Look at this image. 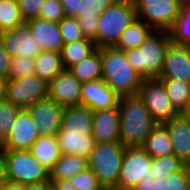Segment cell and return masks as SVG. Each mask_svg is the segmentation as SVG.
<instances>
[{
    "label": "cell",
    "instance_id": "27",
    "mask_svg": "<svg viewBox=\"0 0 190 190\" xmlns=\"http://www.w3.org/2000/svg\"><path fill=\"white\" fill-rule=\"evenodd\" d=\"M96 49L95 42L86 37L79 41L64 44L60 52L64 70H69L71 67L87 58Z\"/></svg>",
    "mask_w": 190,
    "mask_h": 190
},
{
    "label": "cell",
    "instance_id": "11",
    "mask_svg": "<svg viewBox=\"0 0 190 190\" xmlns=\"http://www.w3.org/2000/svg\"><path fill=\"white\" fill-rule=\"evenodd\" d=\"M0 40L12 58L20 56L35 59L42 52L40 45L30 33L27 21H23L13 29L1 32Z\"/></svg>",
    "mask_w": 190,
    "mask_h": 190
},
{
    "label": "cell",
    "instance_id": "10",
    "mask_svg": "<svg viewBox=\"0 0 190 190\" xmlns=\"http://www.w3.org/2000/svg\"><path fill=\"white\" fill-rule=\"evenodd\" d=\"M48 85L36 74L8 79L6 100L20 109H28L40 99L48 97Z\"/></svg>",
    "mask_w": 190,
    "mask_h": 190
},
{
    "label": "cell",
    "instance_id": "52",
    "mask_svg": "<svg viewBox=\"0 0 190 190\" xmlns=\"http://www.w3.org/2000/svg\"><path fill=\"white\" fill-rule=\"evenodd\" d=\"M188 190H190V174H189V186H188Z\"/></svg>",
    "mask_w": 190,
    "mask_h": 190
},
{
    "label": "cell",
    "instance_id": "30",
    "mask_svg": "<svg viewBox=\"0 0 190 190\" xmlns=\"http://www.w3.org/2000/svg\"><path fill=\"white\" fill-rule=\"evenodd\" d=\"M69 71L81 83L102 79V60L100 50L97 48L87 58L71 67Z\"/></svg>",
    "mask_w": 190,
    "mask_h": 190
},
{
    "label": "cell",
    "instance_id": "26",
    "mask_svg": "<svg viewBox=\"0 0 190 190\" xmlns=\"http://www.w3.org/2000/svg\"><path fill=\"white\" fill-rule=\"evenodd\" d=\"M153 29L142 20L135 18L131 24L121 33L117 44V49L126 51L139 48Z\"/></svg>",
    "mask_w": 190,
    "mask_h": 190
},
{
    "label": "cell",
    "instance_id": "13",
    "mask_svg": "<svg viewBox=\"0 0 190 190\" xmlns=\"http://www.w3.org/2000/svg\"><path fill=\"white\" fill-rule=\"evenodd\" d=\"M39 137L37 125L27 109H22L4 139V148L11 150H30Z\"/></svg>",
    "mask_w": 190,
    "mask_h": 190
},
{
    "label": "cell",
    "instance_id": "37",
    "mask_svg": "<svg viewBox=\"0 0 190 190\" xmlns=\"http://www.w3.org/2000/svg\"><path fill=\"white\" fill-rule=\"evenodd\" d=\"M69 180L78 190H105L89 167Z\"/></svg>",
    "mask_w": 190,
    "mask_h": 190
},
{
    "label": "cell",
    "instance_id": "21",
    "mask_svg": "<svg viewBox=\"0 0 190 190\" xmlns=\"http://www.w3.org/2000/svg\"><path fill=\"white\" fill-rule=\"evenodd\" d=\"M93 111L86 106L64 107L61 128L59 132L84 133L91 135Z\"/></svg>",
    "mask_w": 190,
    "mask_h": 190
},
{
    "label": "cell",
    "instance_id": "43",
    "mask_svg": "<svg viewBox=\"0 0 190 190\" xmlns=\"http://www.w3.org/2000/svg\"><path fill=\"white\" fill-rule=\"evenodd\" d=\"M53 190H78L69 179H50Z\"/></svg>",
    "mask_w": 190,
    "mask_h": 190
},
{
    "label": "cell",
    "instance_id": "16",
    "mask_svg": "<svg viewBox=\"0 0 190 190\" xmlns=\"http://www.w3.org/2000/svg\"><path fill=\"white\" fill-rule=\"evenodd\" d=\"M158 79H177L190 83V46L169 45Z\"/></svg>",
    "mask_w": 190,
    "mask_h": 190
},
{
    "label": "cell",
    "instance_id": "46",
    "mask_svg": "<svg viewBox=\"0 0 190 190\" xmlns=\"http://www.w3.org/2000/svg\"><path fill=\"white\" fill-rule=\"evenodd\" d=\"M8 78L0 77V101L6 99Z\"/></svg>",
    "mask_w": 190,
    "mask_h": 190
},
{
    "label": "cell",
    "instance_id": "17",
    "mask_svg": "<svg viewBox=\"0 0 190 190\" xmlns=\"http://www.w3.org/2000/svg\"><path fill=\"white\" fill-rule=\"evenodd\" d=\"M91 135L96 143L120 142V112L118 106L93 111Z\"/></svg>",
    "mask_w": 190,
    "mask_h": 190
},
{
    "label": "cell",
    "instance_id": "18",
    "mask_svg": "<svg viewBox=\"0 0 190 190\" xmlns=\"http://www.w3.org/2000/svg\"><path fill=\"white\" fill-rule=\"evenodd\" d=\"M118 0H79L78 19L83 35L95 42L97 47V28L99 15Z\"/></svg>",
    "mask_w": 190,
    "mask_h": 190
},
{
    "label": "cell",
    "instance_id": "20",
    "mask_svg": "<svg viewBox=\"0 0 190 190\" xmlns=\"http://www.w3.org/2000/svg\"><path fill=\"white\" fill-rule=\"evenodd\" d=\"M33 39L40 45L42 51H55L60 53L63 47L58 23L34 18L27 21Z\"/></svg>",
    "mask_w": 190,
    "mask_h": 190
},
{
    "label": "cell",
    "instance_id": "47",
    "mask_svg": "<svg viewBox=\"0 0 190 190\" xmlns=\"http://www.w3.org/2000/svg\"><path fill=\"white\" fill-rule=\"evenodd\" d=\"M2 190H25V185L6 180Z\"/></svg>",
    "mask_w": 190,
    "mask_h": 190
},
{
    "label": "cell",
    "instance_id": "48",
    "mask_svg": "<svg viewBox=\"0 0 190 190\" xmlns=\"http://www.w3.org/2000/svg\"><path fill=\"white\" fill-rule=\"evenodd\" d=\"M0 149H4V137L0 133Z\"/></svg>",
    "mask_w": 190,
    "mask_h": 190
},
{
    "label": "cell",
    "instance_id": "41",
    "mask_svg": "<svg viewBox=\"0 0 190 190\" xmlns=\"http://www.w3.org/2000/svg\"><path fill=\"white\" fill-rule=\"evenodd\" d=\"M11 61L12 57L5 50L4 45L0 40V77L8 78Z\"/></svg>",
    "mask_w": 190,
    "mask_h": 190
},
{
    "label": "cell",
    "instance_id": "44",
    "mask_svg": "<svg viewBox=\"0 0 190 190\" xmlns=\"http://www.w3.org/2000/svg\"><path fill=\"white\" fill-rule=\"evenodd\" d=\"M25 190H52L51 181H42L25 185Z\"/></svg>",
    "mask_w": 190,
    "mask_h": 190
},
{
    "label": "cell",
    "instance_id": "49",
    "mask_svg": "<svg viewBox=\"0 0 190 190\" xmlns=\"http://www.w3.org/2000/svg\"><path fill=\"white\" fill-rule=\"evenodd\" d=\"M184 115H186V116H188L190 118V101H189L188 107H187Z\"/></svg>",
    "mask_w": 190,
    "mask_h": 190
},
{
    "label": "cell",
    "instance_id": "7",
    "mask_svg": "<svg viewBox=\"0 0 190 190\" xmlns=\"http://www.w3.org/2000/svg\"><path fill=\"white\" fill-rule=\"evenodd\" d=\"M136 17L153 30L170 31L180 13V0H133Z\"/></svg>",
    "mask_w": 190,
    "mask_h": 190
},
{
    "label": "cell",
    "instance_id": "22",
    "mask_svg": "<svg viewBox=\"0 0 190 190\" xmlns=\"http://www.w3.org/2000/svg\"><path fill=\"white\" fill-rule=\"evenodd\" d=\"M190 168L185 165L181 170L171 172L165 177L143 178L132 190H188Z\"/></svg>",
    "mask_w": 190,
    "mask_h": 190
},
{
    "label": "cell",
    "instance_id": "45",
    "mask_svg": "<svg viewBox=\"0 0 190 190\" xmlns=\"http://www.w3.org/2000/svg\"><path fill=\"white\" fill-rule=\"evenodd\" d=\"M0 179H6L5 148L4 149H0Z\"/></svg>",
    "mask_w": 190,
    "mask_h": 190
},
{
    "label": "cell",
    "instance_id": "6",
    "mask_svg": "<svg viewBox=\"0 0 190 190\" xmlns=\"http://www.w3.org/2000/svg\"><path fill=\"white\" fill-rule=\"evenodd\" d=\"M6 179L18 184L50 181V171L45 168L30 150L5 149Z\"/></svg>",
    "mask_w": 190,
    "mask_h": 190
},
{
    "label": "cell",
    "instance_id": "36",
    "mask_svg": "<svg viewBox=\"0 0 190 190\" xmlns=\"http://www.w3.org/2000/svg\"><path fill=\"white\" fill-rule=\"evenodd\" d=\"M21 110L19 107L13 106L6 99L0 101V133L4 139L11 131V127Z\"/></svg>",
    "mask_w": 190,
    "mask_h": 190
},
{
    "label": "cell",
    "instance_id": "51",
    "mask_svg": "<svg viewBox=\"0 0 190 190\" xmlns=\"http://www.w3.org/2000/svg\"><path fill=\"white\" fill-rule=\"evenodd\" d=\"M182 3H190V0H180Z\"/></svg>",
    "mask_w": 190,
    "mask_h": 190
},
{
    "label": "cell",
    "instance_id": "33",
    "mask_svg": "<svg viewBox=\"0 0 190 190\" xmlns=\"http://www.w3.org/2000/svg\"><path fill=\"white\" fill-rule=\"evenodd\" d=\"M22 22L17 0H0V33Z\"/></svg>",
    "mask_w": 190,
    "mask_h": 190
},
{
    "label": "cell",
    "instance_id": "12",
    "mask_svg": "<svg viewBox=\"0 0 190 190\" xmlns=\"http://www.w3.org/2000/svg\"><path fill=\"white\" fill-rule=\"evenodd\" d=\"M27 110L37 125L39 136H56L60 131L64 107L49 96L40 99Z\"/></svg>",
    "mask_w": 190,
    "mask_h": 190
},
{
    "label": "cell",
    "instance_id": "23",
    "mask_svg": "<svg viewBox=\"0 0 190 190\" xmlns=\"http://www.w3.org/2000/svg\"><path fill=\"white\" fill-rule=\"evenodd\" d=\"M56 137L62 155H79L88 158L97 144L92 135L84 133L58 132Z\"/></svg>",
    "mask_w": 190,
    "mask_h": 190
},
{
    "label": "cell",
    "instance_id": "24",
    "mask_svg": "<svg viewBox=\"0 0 190 190\" xmlns=\"http://www.w3.org/2000/svg\"><path fill=\"white\" fill-rule=\"evenodd\" d=\"M152 158L174 154L170 134L165 124H156L142 147Z\"/></svg>",
    "mask_w": 190,
    "mask_h": 190
},
{
    "label": "cell",
    "instance_id": "34",
    "mask_svg": "<svg viewBox=\"0 0 190 190\" xmlns=\"http://www.w3.org/2000/svg\"><path fill=\"white\" fill-rule=\"evenodd\" d=\"M185 165L175 154L152 158L150 174L153 179L165 177L171 172L181 170Z\"/></svg>",
    "mask_w": 190,
    "mask_h": 190
},
{
    "label": "cell",
    "instance_id": "5",
    "mask_svg": "<svg viewBox=\"0 0 190 190\" xmlns=\"http://www.w3.org/2000/svg\"><path fill=\"white\" fill-rule=\"evenodd\" d=\"M125 149L120 142L97 143L87 158L88 167L105 190L117 187Z\"/></svg>",
    "mask_w": 190,
    "mask_h": 190
},
{
    "label": "cell",
    "instance_id": "4",
    "mask_svg": "<svg viewBox=\"0 0 190 190\" xmlns=\"http://www.w3.org/2000/svg\"><path fill=\"white\" fill-rule=\"evenodd\" d=\"M137 18L133 0H118L100 15L97 28V48L114 47L121 33Z\"/></svg>",
    "mask_w": 190,
    "mask_h": 190
},
{
    "label": "cell",
    "instance_id": "29",
    "mask_svg": "<svg viewBox=\"0 0 190 190\" xmlns=\"http://www.w3.org/2000/svg\"><path fill=\"white\" fill-rule=\"evenodd\" d=\"M86 168H88L86 157L61 154L50 171V179H71Z\"/></svg>",
    "mask_w": 190,
    "mask_h": 190
},
{
    "label": "cell",
    "instance_id": "8",
    "mask_svg": "<svg viewBox=\"0 0 190 190\" xmlns=\"http://www.w3.org/2000/svg\"><path fill=\"white\" fill-rule=\"evenodd\" d=\"M137 95L156 124H165L178 115L167 96L163 82L158 78L143 79Z\"/></svg>",
    "mask_w": 190,
    "mask_h": 190
},
{
    "label": "cell",
    "instance_id": "38",
    "mask_svg": "<svg viewBox=\"0 0 190 190\" xmlns=\"http://www.w3.org/2000/svg\"><path fill=\"white\" fill-rule=\"evenodd\" d=\"M34 73V59L18 56L12 58L8 79L28 77L29 75H32Z\"/></svg>",
    "mask_w": 190,
    "mask_h": 190
},
{
    "label": "cell",
    "instance_id": "42",
    "mask_svg": "<svg viewBox=\"0 0 190 190\" xmlns=\"http://www.w3.org/2000/svg\"><path fill=\"white\" fill-rule=\"evenodd\" d=\"M66 17H76L79 10V0H60Z\"/></svg>",
    "mask_w": 190,
    "mask_h": 190
},
{
    "label": "cell",
    "instance_id": "3",
    "mask_svg": "<svg viewBox=\"0 0 190 190\" xmlns=\"http://www.w3.org/2000/svg\"><path fill=\"white\" fill-rule=\"evenodd\" d=\"M171 43L168 31L153 30L139 48L126 50L124 53L130 65L144 79L159 78Z\"/></svg>",
    "mask_w": 190,
    "mask_h": 190
},
{
    "label": "cell",
    "instance_id": "50",
    "mask_svg": "<svg viewBox=\"0 0 190 190\" xmlns=\"http://www.w3.org/2000/svg\"><path fill=\"white\" fill-rule=\"evenodd\" d=\"M6 180H7V179H0V190L3 189Z\"/></svg>",
    "mask_w": 190,
    "mask_h": 190
},
{
    "label": "cell",
    "instance_id": "28",
    "mask_svg": "<svg viewBox=\"0 0 190 190\" xmlns=\"http://www.w3.org/2000/svg\"><path fill=\"white\" fill-rule=\"evenodd\" d=\"M34 68V74L49 84L64 70L61 54L55 51H42L34 59Z\"/></svg>",
    "mask_w": 190,
    "mask_h": 190
},
{
    "label": "cell",
    "instance_id": "32",
    "mask_svg": "<svg viewBox=\"0 0 190 190\" xmlns=\"http://www.w3.org/2000/svg\"><path fill=\"white\" fill-rule=\"evenodd\" d=\"M169 33L172 43L190 46V3L181 4L179 16Z\"/></svg>",
    "mask_w": 190,
    "mask_h": 190
},
{
    "label": "cell",
    "instance_id": "15",
    "mask_svg": "<svg viewBox=\"0 0 190 190\" xmlns=\"http://www.w3.org/2000/svg\"><path fill=\"white\" fill-rule=\"evenodd\" d=\"M120 96L103 79L82 84L81 105L92 111L117 107Z\"/></svg>",
    "mask_w": 190,
    "mask_h": 190
},
{
    "label": "cell",
    "instance_id": "25",
    "mask_svg": "<svg viewBox=\"0 0 190 190\" xmlns=\"http://www.w3.org/2000/svg\"><path fill=\"white\" fill-rule=\"evenodd\" d=\"M30 152L49 171L61 155L56 136H39L32 144Z\"/></svg>",
    "mask_w": 190,
    "mask_h": 190
},
{
    "label": "cell",
    "instance_id": "40",
    "mask_svg": "<svg viewBox=\"0 0 190 190\" xmlns=\"http://www.w3.org/2000/svg\"><path fill=\"white\" fill-rule=\"evenodd\" d=\"M19 12L23 21L37 18L44 0H17Z\"/></svg>",
    "mask_w": 190,
    "mask_h": 190
},
{
    "label": "cell",
    "instance_id": "1",
    "mask_svg": "<svg viewBox=\"0 0 190 190\" xmlns=\"http://www.w3.org/2000/svg\"><path fill=\"white\" fill-rule=\"evenodd\" d=\"M120 143L124 147H143L156 125L149 110L138 95L119 99Z\"/></svg>",
    "mask_w": 190,
    "mask_h": 190
},
{
    "label": "cell",
    "instance_id": "2",
    "mask_svg": "<svg viewBox=\"0 0 190 190\" xmlns=\"http://www.w3.org/2000/svg\"><path fill=\"white\" fill-rule=\"evenodd\" d=\"M102 79L120 97L138 94L143 77L130 65L124 51L115 47H102Z\"/></svg>",
    "mask_w": 190,
    "mask_h": 190
},
{
    "label": "cell",
    "instance_id": "35",
    "mask_svg": "<svg viewBox=\"0 0 190 190\" xmlns=\"http://www.w3.org/2000/svg\"><path fill=\"white\" fill-rule=\"evenodd\" d=\"M63 44H69L85 38L76 17H64L58 22Z\"/></svg>",
    "mask_w": 190,
    "mask_h": 190
},
{
    "label": "cell",
    "instance_id": "39",
    "mask_svg": "<svg viewBox=\"0 0 190 190\" xmlns=\"http://www.w3.org/2000/svg\"><path fill=\"white\" fill-rule=\"evenodd\" d=\"M64 17L65 14L60 0H44L38 18L58 23Z\"/></svg>",
    "mask_w": 190,
    "mask_h": 190
},
{
    "label": "cell",
    "instance_id": "14",
    "mask_svg": "<svg viewBox=\"0 0 190 190\" xmlns=\"http://www.w3.org/2000/svg\"><path fill=\"white\" fill-rule=\"evenodd\" d=\"M82 84L69 70H63L48 85V96L62 107L81 105Z\"/></svg>",
    "mask_w": 190,
    "mask_h": 190
},
{
    "label": "cell",
    "instance_id": "9",
    "mask_svg": "<svg viewBox=\"0 0 190 190\" xmlns=\"http://www.w3.org/2000/svg\"><path fill=\"white\" fill-rule=\"evenodd\" d=\"M152 157L142 147H126L120 176L114 190H132L143 178L151 176Z\"/></svg>",
    "mask_w": 190,
    "mask_h": 190
},
{
    "label": "cell",
    "instance_id": "19",
    "mask_svg": "<svg viewBox=\"0 0 190 190\" xmlns=\"http://www.w3.org/2000/svg\"><path fill=\"white\" fill-rule=\"evenodd\" d=\"M174 154L186 165L190 164V118L184 114H178L165 123Z\"/></svg>",
    "mask_w": 190,
    "mask_h": 190
},
{
    "label": "cell",
    "instance_id": "31",
    "mask_svg": "<svg viewBox=\"0 0 190 190\" xmlns=\"http://www.w3.org/2000/svg\"><path fill=\"white\" fill-rule=\"evenodd\" d=\"M178 114H184L190 101V83L177 79H159Z\"/></svg>",
    "mask_w": 190,
    "mask_h": 190
}]
</instances>
